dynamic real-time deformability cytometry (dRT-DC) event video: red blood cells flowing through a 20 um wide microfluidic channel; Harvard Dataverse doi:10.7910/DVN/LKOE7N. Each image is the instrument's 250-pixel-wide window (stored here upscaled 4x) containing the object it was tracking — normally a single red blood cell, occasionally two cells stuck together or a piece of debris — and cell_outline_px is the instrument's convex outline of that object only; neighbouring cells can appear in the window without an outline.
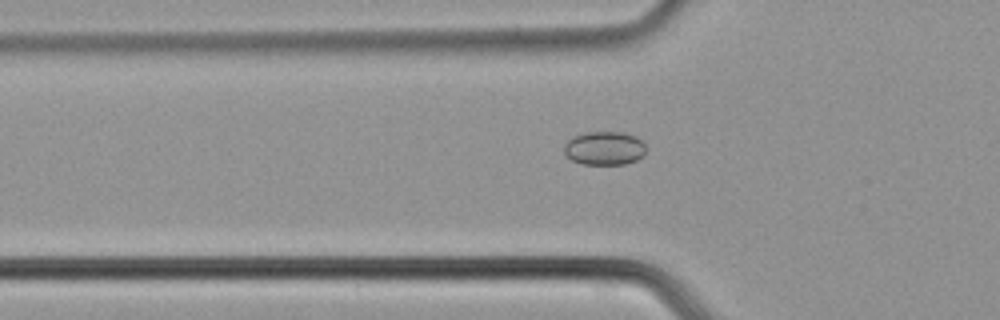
{"species": "common noctule bat (a hibernating species)", "species_latin": "Nyctalus noctula", "temperature_condition": "cold", "stored_images_in_passage": 38, "camera_frame_rate_fps": 3000, "um_per_image_px": 0.085, "animal": {"sex": "male", "body_mass_g": 21.5, "forearm_length_mm": 52.0}, "frame": {"image": 1, "passage_image": 5, "time_ms": 1.333, "image_size_px": [1000, 320], "cell_outline_px": [[644, 156], [636, 160], [624, 164], [584, 164], [572, 160], [564, 152], [564, 144], [572, 136], [584, 132], [620, 132], [636, 136], [644, 144]], "centroid_in_image_um": [51.36, 12.59], "position_along_channel_um": 74.4, "area_um2": 16.01}}
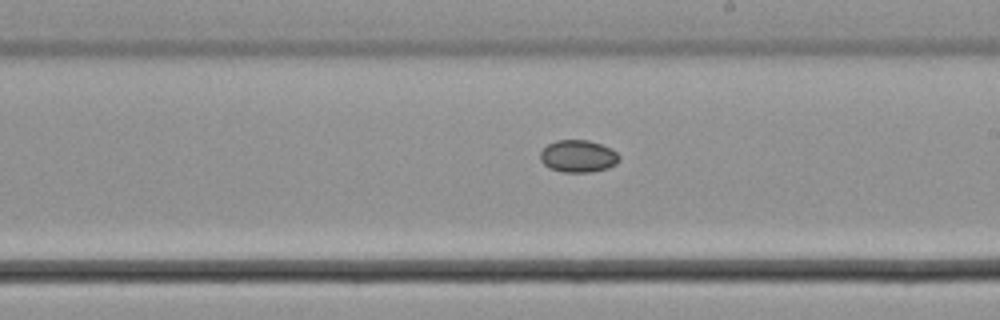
{"frame": {"image": 2, "passage_image": 17, "time_ms": 5.333, "image_size_px": [1000, 320], "cell_outline_px": [[620, 160], [616, 164], [608, 168], [592, 172], [564, 172], [552, 168], [544, 164], [540, 160], [540, 152], [548, 144], [556, 140], [588, 140], [612, 148], [620, 156]], "centroid_in_image_um": [49.17, 13.27], "position_along_channel_um": 239.8, "area_um2": 14.85}}
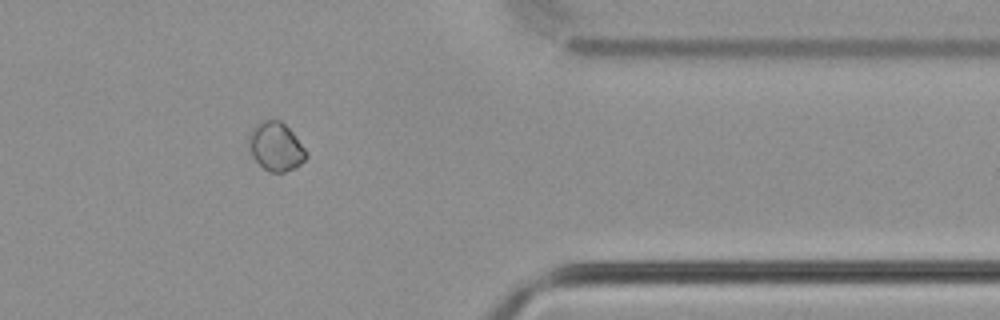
{"frame": {"image": 3, "passage_image": 29, "time_ms": 9.333, "image_size_px": [1000, 320], "cell_outline_px": [[308, 156], [296, 168], [284, 172], [272, 172], [264, 168], [252, 156], [248, 144], [248, 136], [252, 128], [256, 124], [264, 120], [280, 120], [292, 132], [308, 152]], "centroid_in_image_um": [23.45, 12.46], "position_along_channel_um": 388.0, "area_um2": 16.18}}